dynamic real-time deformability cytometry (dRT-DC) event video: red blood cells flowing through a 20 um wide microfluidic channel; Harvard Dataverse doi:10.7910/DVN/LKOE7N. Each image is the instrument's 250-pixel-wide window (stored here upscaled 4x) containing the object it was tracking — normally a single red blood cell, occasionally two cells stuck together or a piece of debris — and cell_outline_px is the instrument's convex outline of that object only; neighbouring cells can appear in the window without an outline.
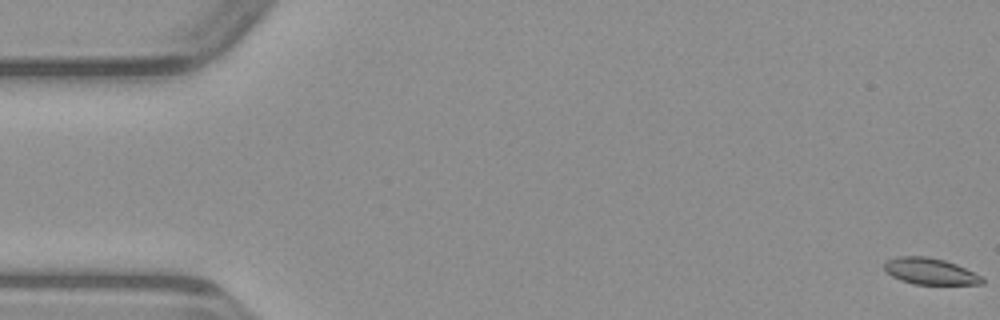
{"species": "common noctule bat (a hibernating species)", "species_latin": "Nyctalus noctula", "temperature_condition": "warm", "stored_images_in_passage": 51, "camera_frame_rate_fps": 3000, "um_per_image_px": 0.085, "animal": {"sex": "male", "body_mass_g": 23.1, "forearm_length_mm": 52.7}, "frame": {"image": 1, "passage_image": 1, "time_ms": 0.0, "image_size_px": [1000, 320], "cell_outline_px": [[984, 284], [912, 284], [900, 280], [892, 276], [884, 268], [884, 264], [888, 260], [896, 256], [924, 256], [944, 260], [956, 264], [984, 276]], "centroid_in_image_um": [79.09, 23.06], "position_along_channel_um": 5.9, "area_um2": 15.09}}
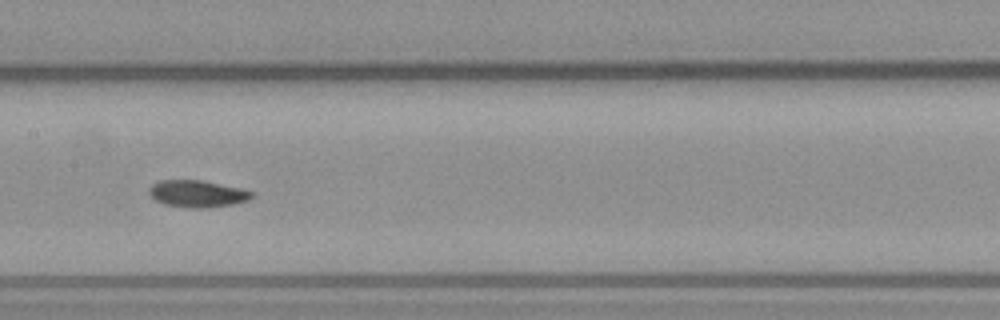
{"frame": {"image": 2, "passage_image": 25, "time_ms": 8.0, "image_size_px": [1000, 320], "cell_outline_px": [[256, 196], [248, 200], [232, 204], [208, 208], [192, 208], [164, 204], [156, 200], [148, 192], [148, 188], [152, 184], [160, 180], [204, 180], [240, 188], [256, 192]], "centroid_in_image_um": [16.81, 16.46], "position_along_channel_um": 190.6, "area_um2": 16.3}}
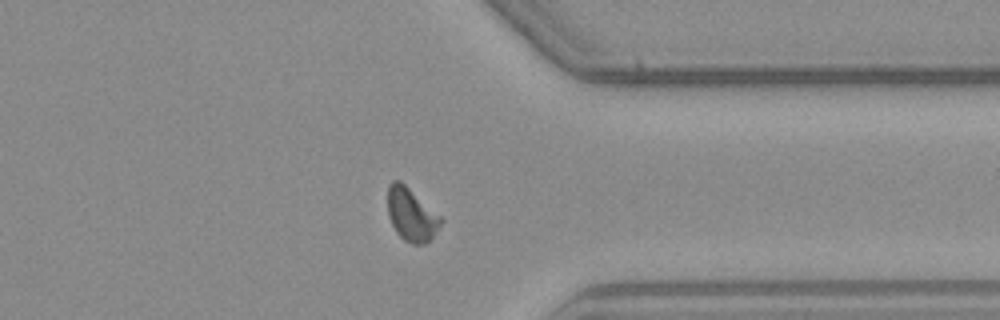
{"frame": {"image": 3, "passage_image": 39, "time_ms": 12.667, "image_size_px": [1000, 320], "cell_outline_px": [[444, 220], [432, 236], [424, 244], [412, 244], [404, 240], [396, 232], [388, 216], [388, 184], [392, 180], [400, 180], [440, 216]], "centroid_in_image_um": [34.94, 18.23], "position_along_channel_um": 376.5, "area_um2": 16.18}}